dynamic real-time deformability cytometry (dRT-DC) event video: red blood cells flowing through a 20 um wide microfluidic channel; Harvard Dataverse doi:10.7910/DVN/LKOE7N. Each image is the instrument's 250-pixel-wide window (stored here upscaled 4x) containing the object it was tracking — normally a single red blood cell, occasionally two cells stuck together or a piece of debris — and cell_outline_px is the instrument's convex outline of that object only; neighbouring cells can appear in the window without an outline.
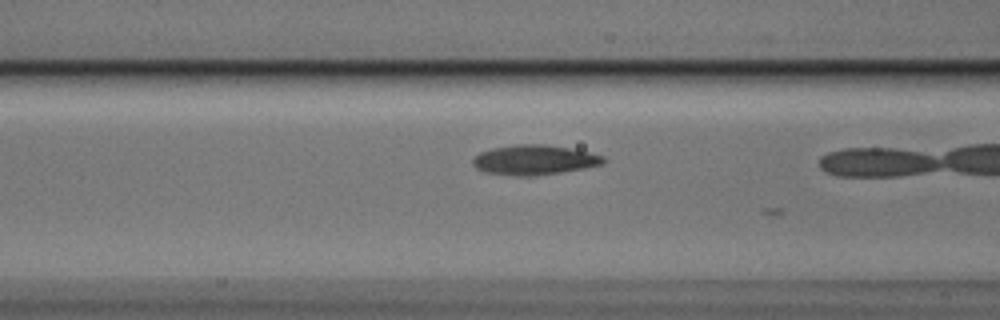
{"species": "Egyptian fruit bat (a non-hibernating species)", "species_latin": "Rousettus aegyptiacus", "temperature_condition": "cold", "stored_images_in_passage": 4, "camera_frame_rate_fps": 3000, "um_per_image_px": 0.085, "animal": {"sex": "male"}, "frame": {"image": 1, "passage_image": 3, "time_ms": 0.667, "image_size_px": [1000, 320], "cell_outline_px": [[608, 160], [604, 164], [584, 168], [536, 176], [512, 176], [484, 172], [476, 168], [472, 164], [472, 160], [480, 152], [492, 148], [516, 144], [544, 144], [568, 148], [588, 152], [604, 156]], "centroid_in_image_um": [45.41, 13.6], "position_along_channel_um": 121.2, "area_um2": 22.83}}